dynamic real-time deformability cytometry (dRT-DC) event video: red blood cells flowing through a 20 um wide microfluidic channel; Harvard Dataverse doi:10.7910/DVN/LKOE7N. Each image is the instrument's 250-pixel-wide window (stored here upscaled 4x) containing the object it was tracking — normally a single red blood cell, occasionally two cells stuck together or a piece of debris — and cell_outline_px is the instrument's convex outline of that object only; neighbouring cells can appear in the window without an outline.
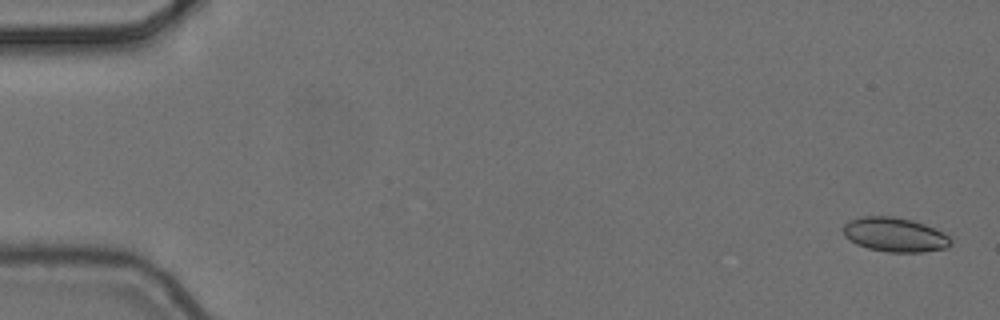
{"species": "common noctule bat (a hibernating species)", "species_latin": "Nyctalus noctula", "temperature_condition": "cold", "stored_images_in_passage": 6, "camera_frame_rate_fps": 3000, "um_per_image_px": 0.085, "animal": {"sex": "female", "body_mass_g": 24.6, "forearm_length_mm": 56.2}, "frame": {"image": 1, "passage_image": 1, "time_ms": 0.0, "image_size_px": [1000, 320], "cell_outline_px": [[952, 244], [948, 248], [924, 252], [888, 252], [868, 248], [856, 244], [844, 236], [844, 224], [848, 220], [860, 216], [892, 216], [912, 220], [924, 224], [944, 232], [952, 240]], "centroid_in_image_um": [76.07, 19.95], "position_along_channel_um": 8.9, "area_um2": 21.68}}
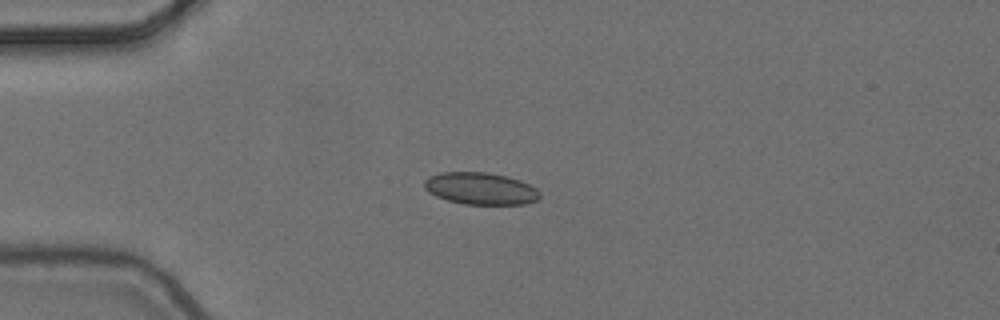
{"frame": {"image": 2, "passage_image": 4, "time_ms": 1.0, "image_size_px": [1000, 320], "cell_outline_px": [[540, 196], [536, 200], [524, 204], [464, 204], [448, 200], [436, 196], [428, 192], [424, 188], [424, 180], [428, 176], [440, 172], [488, 172], [508, 176], [520, 180], [536, 188], [540, 192]], "centroid_in_image_um": [40.82, 16.01], "position_along_channel_um": 44.2, "area_um2": 21.68}}
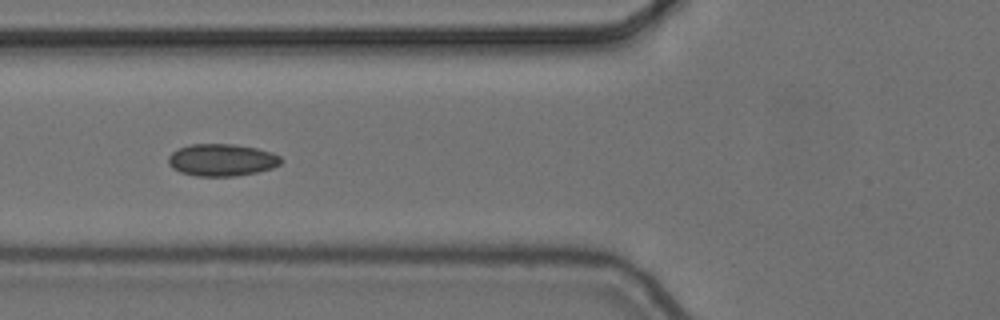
{"frame": {"image": 3, "passage_image": 6, "time_ms": 1.667, "image_size_px": [1000, 320], "cell_outline_px": [[284, 160], [280, 164], [272, 168], [256, 172], [236, 176], [196, 176], [180, 172], [172, 168], [168, 164], [168, 156], [172, 152], [180, 148], [192, 144], [232, 144], [256, 148], [272, 152], [280, 156]], "centroid_in_image_um": [18.86, 13.6], "position_along_channel_um": 106.9, "area_um2": 21.15}}